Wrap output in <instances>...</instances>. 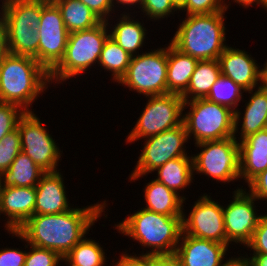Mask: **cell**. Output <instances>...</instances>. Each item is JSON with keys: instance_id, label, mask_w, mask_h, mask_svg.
Segmentation results:
<instances>
[{"instance_id": "1", "label": "cell", "mask_w": 267, "mask_h": 266, "mask_svg": "<svg viewBox=\"0 0 267 266\" xmlns=\"http://www.w3.org/2000/svg\"><path fill=\"white\" fill-rule=\"evenodd\" d=\"M105 202L86 208L75 207L64 213L34 214L17 231L8 232L28 244L55 251L64 258L101 218L107 205Z\"/></svg>"}, {"instance_id": "2", "label": "cell", "mask_w": 267, "mask_h": 266, "mask_svg": "<svg viewBox=\"0 0 267 266\" xmlns=\"http://www.w3.org/2000/svg\"><path fill=\"white\" fill-rule=\"evenodd\" d=\"M48 84L50 73L34 57L7 53L0 61V102L32 111L29 107Z\"/></svg>"}, {"instance_id": "3", "label": "cell", "mask_w": 267, "mask_h": 266, "mask_svg": "<svg viewBox=\"0 0 267 266\" xmlns=\"http://www.w3.org/2000/svg\"><path fill=\"white\" fill-rule=\"evenodd\" d=\"M225 12L186 15L170 43L197 60L218 59L228 46L225 42Z\"/></svg>"}, {"instance_id": "4", "label": "cell", "mask_w": 267, "mask_h": 266, "mask_svg": "<svg viewBox=\"0 0 267 266\" xmlns=\"http://www.w3.org/2000/svg\"><path fill=\"white\" fill-rule=\"evenodd\" d=\"M114 226L119 233L150 248L145 255L174 254L182 234V216H167L141 208Z\"/></svg>"}, {"instance_id": "5", "label": "cell", "mask_w": 267, "mask_h": 266, "mask_svg": "<svg viewBox=\"0 0 267 266\" xmlns=\"http://www.w3.org/2000/svg\"><path fill=\"white\" fill-rule=\"evenodd\" d=\"M108 27L110 24L102 21L92 29L69 33L65 55L50 72L51 84L55 81L60 84L98 64L104 43L110 36Z\"/></svg>"}, {"instance_id": "6", "label": "cell", "mask_w": 267, "mask_h": 266, "mask_svg": "<svg viewBox=\"0 0 267 266\" xmlns=\"http://www.w3.org/2000/svg\"><path fill=\"white\" fill-rule=\"evenodd\" d=\"M190 107L183 115L188 139L194 144L222 140L234 137L235 112L221 104L213 103L205 98L184 101L183 109Z\"/></svg>"}, {"instance_id": "7", "label": "cell", "mask_w": 267, "mask_h": 266, "mask_svg": "<svg viewBox=\"0 0 267 266\" xmlns=\"http://www.w3.org/2000/svg\"><path fill=\"white\" fill-rule=\"evenodd\" d=\"M235 137L195 144L201 152L192 155L193 172L222 183L239 180L240 145Z\"/></svg>"}, {"instance_id": "8", "label": "cell", "mask_w": 267, "mask_h": 266, "mask_svg": "<svg viewBox=\"0 0 267 266\" xmlns=\"http://www.w3.org/2000/svg\"><path fill=\"white\" fill-rule=\"evenodd\" d=\"M120 83L145 97L167 94V47L132 56Z\"/></svg>"}, {"instance_id": "9", "label": "cell", "mask_w": 267, "mask_h": 266, "mask_svg": "<svg viewBox=\"0 0 267 266\" xmlns=\"http://www.w3.org/2000/svg\"><path fill=\"white\" fill-rule=\"evenodd\" d=\"M146 98H149L147 105L130 131L126 143H133L142 138L146 139L183 123V111L185 110L181 95L168 93Z\"/></svg>"}, {"instance_id": "10", "label": "cell", "mask_w": 267, "mask_h": 266, "mask_svg": "<svg viewBox=\"0 0 267 266\" xmlns=\"http://www.w3.org/2000/svg\"><path fill=\"white\" fill-rule=\"evenodd\" d=\"M144 140L145 144L135 169L129 176L130 181L135 182L140 177L155 172L157 168L169 160L188 156L184 143L188 142L189 139L184 123Z\"/></svg>"}, {"instance_id": "11", "label": "cell", "mask_w": 267, "mask_h": 266, "mask_svg": "<svg viewBox=\"0 0 267 266\" xmlns=\"http://www.w3.org/2000/svg\"><path fill=\"white\" fill-rule=\"evenodd\" d=\"M21 151L45 172H57L62 151L33 111H26L18 121ZM61 152V153H60Z\"/></svg>"}, {"instance_id": "12", "label": "cell", "mask_w": 267, "mask_h": 266, "mask_svg": "<svg viewBox=\"0 0 267 266\" xmlns=\"http://www.w3.org/2000/svg\"><path fill=\"white\" fill-rule=\"evenodd\" d=\"M39 23L38 62L50 73L65 55L69 32L52 0L42 8Z\"/></svg>"}, {"instance_id": "13", "label": "cell", "mask_w": 267, "mask_h": 266, "mask_svg": "<svg viewBox=\"0 0 267 266\" xmlns=\"http://www.w3.org/2000/svg\"><path fill=\"white\" fill-rule=\"evenodd\" d=\"M191 209L188 218L183 211L182 233L226 245L223 206L204 193Z\"/></svg>"}, {"instance_id": "14", "label": "cell", "mask_w": 267, "mask_h": 266, "mask_svg": "<svg viewBox=\"0 0 267 266\" xmlns=\"http://www.w3.org/2000/svg\"><path fill=\"white\" fill-rule=\"evenodd\" d=\"M241 188L233 191L234 198L227 207L223 206L226 245L231 242L246 246L252 239L261 215L256 213L257 199Z\"/></svg>"}, {"instance_id": "15", "label": "cell", "mask_w": 267, "mask_h": 266, "mask_svg": "<svg viewBox=\"0 0 267 266\" xmlns=\"http://www.w3.org/2000/svg\"><path fill=\"white\" fill-rule=\"evenodd\" d=\"M247 53L245 50L227 46L218 57L221 74L245 91L259 87L262 76V69L255 58Z\"/></svg>"}, {"instance_id": "16", "label": "cell", "mask_w": 267, "mask_h": 266, "mask_svg": "<svg viewBox=\"0 0 267 266\" xmlns=\"http://www.w3.org/2000/svg\"><path fill=\"white\" fill-rule=\"evenodd\" d=\"M228 247L182 233L174 254L181 266H222Z\"/></svg>"}, {"instance_id": "17", "label": "cell", "mask_w": 267, "mask_h": 266, "mask_svg": "<svg viewBox=\"0 0 267 266\" xmlns=\"http://www.w3.org/2000/svg\"><path fill=\"white\" fill-rule=\"evenodd\" d=\"M35 202L36 187H4L1 198V214L7 216L5 230L17 231L35 214Z\"/></svg>"}, {"instance_id": "18", "label": "cell", "mask_w": 267, "mask_h": 266, "mask_svg": "<svg viewBox=\"0 0 267 266\" xmlns=\"http://www.w3.org/2000/svg\"><path fill=\"white\" fill-rule=\"evenodd\" d=\"M57 172H46L36 187L35 214L64 213L72 209L66 195L64 178Z\"/></svg>"}, {"instance_id": "19", "label": "cell", "mask_w": 267, "mask_h": 266, "mask_svg": "<svg viewBox=\"0 0 267 266\" xmlns=\"http://www.w3.org/2000/svg\"><path fill=\"white\" fill-rule=\"evenodd\" d=\"M240 179L249 183L267 169V132L263 129L239 141Z\"/></svg>"}, {"instance_id": "20", "label": "cell", "mask_w": 267, "mask_h": 266, "mask_svg": "<svg viewBox=\"0 0 267 266\" xmlns=\"http://www.w3.org/2000/svg\"><path fill=\"white\" fill-rule=\"evenodd\" d=\"M245 92H248L251 96L247 104L245 103L244 116L240 118L242 115L240 110L235 111L234 137L236 139V133L239 130L238 126H240L238 123L242 119L241 133L239 134L241 138L238 137L240 141L251 134L263 130L267 120V90L260 85L257 90L255 89V92H253V89Z\"/></svg>"}, {"instance_id": "21", "label": "cell", "mask_w": 267, "mask_h": 266, "mask_svg": "<svg viewBox=\"0 0 267 266\" xmlns=\"http://www.w3.org/2000/svg\"><path fill=\"white\" fill-rule=\"evenodd\" d=\"M167 47V94L182 95L188 88L199 60L184 54L170 42Z\"/></svg>"}, {"instance_id": "22", "label": "cell", "mask_w": 267, "mask_h": 266, "mask_svg": "<svg viewBox=\"0 0 267 266\" xmlns=\"http://www.w3.org/2000/svg\"><path fill=\"white\" fill-rule=\"evenodd\" d=\"M144 209L167 216H182L185 196H180L166 185L154 180L146 183Z\"/></svg>"}, {"instance_id": "23", "label": "cell", "mask_w": 267, "mask_h": 266, "mask_svg": "<svg viewBox=\"0 0 267 266\" xmlns=\"http://www.w3.org/2000/svg\"><path fill=\"white\" fill-rule=\"evenodd\" d=\"M50 0H3L0 15L5 25H25L38 30L42 8Z\"/></svg>"}, {"instance_id": "24", "label": "cell", "mask_w": 267, "mask_h": 266, "mask_svg": "<svg viewBox=\"0 0 267 266\" xmlns=\"http://www.w3.org/2000/svg\"><path fill=\"white\" fill-rule=\"evenodd\" d=\"M117 18L119 21L109 30L110 37L125 51L132 56L139 54L140 48L145 45L144 39L146 38V28L139 22L131 18V13L123 12ZM138 50V51H137Z\"/></svg>"}, {"instance_id": "25", "label": "cell", "mask_w": 267, "mask_h": 266, "mask_svg": "<svg viewBox=\"0 0 267 266\" xmlns=\"http://www.w3.org/2000/svg\"><path fill=\"white\" fill-rule=\"evenodd\" d=\"M46 172L21 151L1 174L4 187H35Z\"/></svg>"}, {"instance_id": "26", "label": "cell", "mask_w": 267, "mask_h": 266, "mask_svg": "<svg viewBox=\"0 0 267 266\" xmlns=\"http://www.w3.org/2000/svg\"><path fill=\"white\" fill-rule=\"evenodd\" d=\"M156 181L166 185L177 194L188 187L194 180L192 156L178 157L169 160L157 168ZM179 191V192H178Z\"/></svg>"}, {"instance_id": "27", "label": "cell", "mask_w": 267, "mask_h": 266, "mask_svg": "<svg viewBox=\"0 0 267 266\" xmlns=\"http://www.w3.org/2000/svg\"><path fill=\"white\" fill-rule=\"evenodd\" d=\"M221 75L218 59L199 60L187 90L181 95L184 101L205 98Z\"/></svg>"}, {"instance_id": "28", "label": "cell", "mask_w": 267, "mask_h": 266, "mask_svg": "<svg viewBox=\"0 0 267 266\" xmlns=\"http://www.w3.org/2000/svg\"><path fill=\"white\" fill-rule=\"evenodd\" d=\"M60 9L64 24L69 33L88 30L102 22L80 0H52Z\"/></svg>"}, {"instance_id": "29", "label": "cell", "mask_w": 267, "mask_h": 266, "mask_svg": "<svg viewBox=\"0 0 267 266\" xmlns=\"http://www.w3.org/2000/svg\"><path fill=\"white\" fill-rule=\"evenodd\" d=\"M7 50L13 55L34 57L38 61L39 35L25 25H5Z\"/></svg>"}, {"instance_id": "30", "label": "cell", "mask_w": 267, "mask_h": 266, "mask_svg": "<svg viewBox=\"0 0 267 266\" xmlns=\"http://www.w3.org/2000/svg\"><path fill=\"white\" fill-rule=\"evenodd\" d=\"M132 55L120 47L110 36L104 43L98 64L110 73L113 82L126 74Z\"/></svg>"}, {"instance_id": "31", "label": "cell", "mask_w": 267, "mask_h": 266, "mask_svg": "<svg viewBox=\"0 0 267 266\" xmlns=\"http://www.w3.org/2000/svg\"><path fill=\"white\" fill-rule=\"evenodd\" d=\"M96 240L84 237L63 258L69 266H106V255L103 247Z\"/></svg>"}, {"instance_id": "32", "label": "cell", "mask_w": 267, "mask_h": 266, "mask_svg": "<svg viewBox=\"0 0 267 266\" xmlns=\"http://www.w3.org/2000/svg\"><path fill=\"white\" fill-rule=\"evenodd\" d=\"M244 92L245 90L239 85L233 82L230 78L221 74L217 78L215 84L211 87L205 99L228 107L235 112Z\"/></svg>"}, {"instance_id": "33", "label": "cell", "mask_w": 267, "mask_h": 266, "mask_svg": "<svg viewBox=\"0 0 267 266\" xmlns=\"http://www.w3.org/2000/svg\"><path fill=\"white\" fill-rule=\"evenodd\" d=\"M20 152L21 136L18 128H16L0 140V174L9 169Z\"/></svg>"}, {"instance_id": "34", "label": "cell", "mask_w": 267, "mask_h": 266, "mask_svg": "<svg viewBox=\"0 0 267 266\" xmlns=\"http://www.w3.org/2000/svg\"><path fill=\"white\" fill-rule=\"evenodd\" d=\"M26 247L30 246V251L27 252L24 266H58V263L63 262V258L55 251L40 248L26 243Z\"/></svg>"}, {"instance_id": "35", "label": "cell", "mask_w": 267, "mask_h": 266, "mask_svg": "<svg viewBox=\"0 0 267 266\" xmlns=\"http://www.w3.org/2000/svg\"><path fill=\"white\" fill-rule=\"evenodd\" d=\"M25 111L13 103L0 102V140L17 128V124Z\"/></svg>"}, {"instance_id": "36", "label": "cell", "mask_w": 267, "mask_h": 266, "mask_svg": "<svg viewBox=\"0 0 267 266\" xmlns=\"http://www.w3.org/2000/svg\"><path fill=\"white\" fill-rule=\"evenodd\" d=\"M228 7L225 0H187L179 11L184 10L186 15L209 14L227 11Z\"/></svg>"}, {"instance_id": "37", "label": "cell", "mask_w": 267, "mask_h": 266, "mask_svg": "<svg viewBox=\"0 0 267 266\" xmlns=\"http://www.w3.org/2000/svg\"><path fill=\"white\" fill-rule=\"evenodd\" d=\"M178 9L174 6L171 0H143L141 11L148 19L161 20L168 18Z\"/></svg>"}, {"instance_id": "38", "label": "cell", "mask_w": 267, "mask_h": 266, "mask_svg": "<svg viewBox=\"0 0 267 266\" xmlns=\"http://www.w3.org/2000/svg\"><path fill=\"white\" fill-rule=\"evenodd\" d=\"M253 254H267V214L261 215L251 241L246 245Z\"/></svg>"}, {"instance_id": "39", "label": "cell", "mask_w": 267, "mask_h": 266, "mask_svg": "<svg viewBox=\"0 0 267 266\" xmlns=\"http://www.w3.org/2000/svg\"><path fill=\"white\" fill-rule=\"evenodd\" d=\"M27 252L16 248L0 250V266H24Z\"/></svg>"}, {"instance_id": "40", "label": "cell", "mask_w": 267, "mask_h": 266, "mask_svg": "<svg viewBox=\"0 0 267 266\" xmlns=\"http://www.w3.org/2000/svg\"><path fill=\"white\" fill-rule=\"evenodd\" d=\"M102 21L109 22L114 7L111 0H80Z\"/></svg>"}, {"instance_id": "41", "label": "cell", "mask_w": 267, "mask_h": 266, "mask_svg": "<svg viewBox=\"0 0 267 266\" xmlns=\"http://www.w3.org/2000/svg\"><path fill=\"white\" fill-rule=\"evenodd\" d=\"M248 192L257 200L267 201V169L259 173L248 184Z\"/></svg>"}, {"instance_id": "42", "label": "cell", "mask_w": 267, "mask_h": 266, "mask_svg": "<svg viewBox=\"0 0 267 266\" xmlns=\"http://www.w3.org/2000/svg\"><path fill=\"white\" fill-rule=\"evenodd\" d=\"M135 255H129L128 253H125L120 257L119 261L116 263H113L112 266H150V254L145 255L144 253L139 254L138 256Z\"/></svg>"}, {"instance_id": "43", "label": "cell", "mask_w": 267, "mask_h": 266, "mask_svg": "<svg viewBox=\"0 0 267 266\" xmlns=\"http://www.w3.org/2000/svg\"><path fill=\"white\" fill-rule=\"evenodd\" d=\"M150 266H181L175 254H150Z\"/></svg>"}, {"instance_id": "44", "label": "cell", "mask_w": 267, "mask_h": 266, "mask_svg": "<svg viewBox=\"0 0 267 266\" xmlns=\"http://www.w3.org/2000/svg\"><path fill=\"white\" fill-rule=\"evenodd\" d=\"M7 53L8 50H7L6 28L4 20L0 15V61Z\"/></svg>"}, {"instance_id": "45", "label": "cell", "mask_w": 267, "mask_h": 266, "mask_svg": "<svg viewBox=\"0 0 267 266\" xmlns=\"http://www.w3.org/2000/svg\"><path fill=\"white\" fill-rule=\"evenodd\" d=\"M246 256L247 257H229V259L227 258L225 263L222 264V266H253L250 257H248V255Z\"/></svg>"}, {"instance_id": "46", "label": "cell", "mask_w": 267, "mask_h": 266, "mask_svg": "<svg viewBox=\"0 0 267 266\" xmlns=\"http://www.w3.org/2000/svg\"><path fill=\"white\" fill-rule=\"evenodd\" d=\"M111 1H112V4H113V7H115L114 8L115 10H116V6H114V5H116V4H118L117 7H119V5H121V4L123 5V7L125 5H127L129 7H132V6H135L136 7V5H137L138 6V9H139V7L141 9L142 8V3H143V0H111Z\"/></svg>"}, {"instance_id": "47", "label": "cell", "mask_w": 267, "mask_h": 266, "mask_svg": "<svg viewBox=\"0 0 267 266\" xmlns=\"http://www.w3.org/2000/svg\"><path fill=\"white\" fill-rule=\"evenodd\" d=\"M250 259L253 266H267V254H252Z\"/></svg>"}, {"instance_id": "48", "label": "cell", "mask_w": 267, "mask_h": 266, "mask_svg": "<svg viewBox=\"0 0 267 266\" xmlns=\"http://www.w3.org/2000/svg\"><path fill=\"white\" fill-rule=\"evenodd\" d=\"M233 2L238 3L239 6L241 5L243 8H247L250 5L253 6L256 3V5L259 4L258 6L262 5L261 7L265 10V0H233Z\"/></svg>"}, {"instance_id": "49", "label": "cell", "mask_w": 267, "mask_h": 266, "mask_svg": "<svg viewBox=\"0 0 267 266\" xmlns=\"http://www.w3.org/2000/svg\"><path fill=\"white\" fill-rule=\"evenodd\" d=\"M262 68L261 85L267 90V63Z\"/></svg>"}, {"instance_id": "50", "label": "cell", "mask_w": 267, "mask_h": 266, "mask_svg": "<svg viewBox=\"0 0 267 266\" xmlns=\"http://www.w3.org/2000/svg\"><path fill=\"white\" fill-rule=\"evenodd\" d=\"M174 6L179 10L186 4L187 0H171Z\"/></svg>"}, {"instance_id": "51", "label": "cell", "mask_w": 267, "mask_h": 266, "mask_svg": "<svg viewBox=\"0 0 267 266\" xmlns=\"http://www.w3.org/2000/svg\"><path fill=\"white\" fill-rule=\"evenodd\" d=\"M3 183H2V177H1V174H0V215H1V198H2V191H3Z\"/></svg>"}, {"instance_id": "52", "label": "cell", "mask_w": 267, "mask_h": 266, "mask_svg": "<svg viewBox=\"0 0 267 266\" xmlns=\"http://www.w3.org/2000/svg\"><path fill=\"white\" fill-rule=\"evenodd\" d=\"M264 130L267 132V120L265 122Z\"/></svg>"}, {"instance_id": "53", "label": "cell", "mask_w": 267, "mask_h": 266, "mask_svg": "<svg viewBox=\"0 0 267 266\" xmlns=\"http://www.w3.org/2000/svg\"><path fill=\"white\" fill-rule=\"evenodd\" d=\"M265 9L267 10V0H265Z\"/></svg>"}]
</instances>
